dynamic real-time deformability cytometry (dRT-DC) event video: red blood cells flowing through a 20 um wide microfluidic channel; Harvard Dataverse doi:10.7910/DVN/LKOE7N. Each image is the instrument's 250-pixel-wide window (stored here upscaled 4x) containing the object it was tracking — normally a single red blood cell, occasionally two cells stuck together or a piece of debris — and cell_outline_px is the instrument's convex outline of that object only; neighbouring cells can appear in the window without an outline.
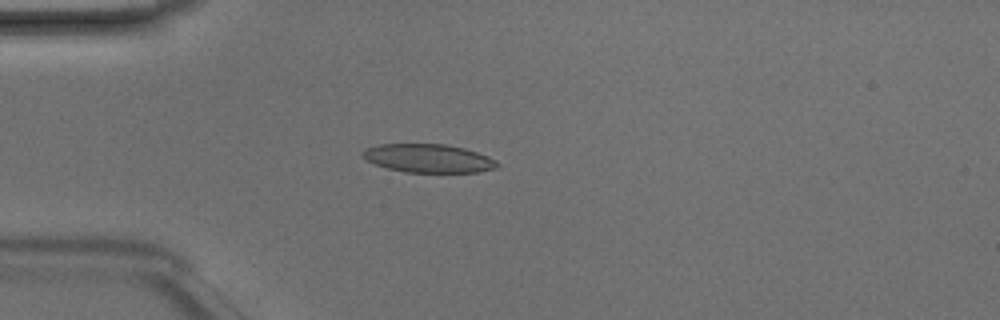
{"species": "Egyptian fruit bat (a non-hibernating species)", "species_latin": "Rousettus aegyptiacus", "temperature_condition": "room temperature", "stored_images_in_passage": 46, "camera_frame_rate_fps": 3000, "um_per_image_px": 0.085, "animal": {"sex": "male"}, "frame": {"image": 1, "passage_image": 11, "time_ms": 3.333, "image_size_px": [1000, 320], "cell_outline_px": [[500, 164], [496, 168], [476, 172], [404, 172], [388, 168], [376, 164], [368, 160], [360, 152], [368, 148], [380, 144], [444, 144], [464, 148], [488, 156], [496, 160]], "centroid_in_image_um": [36.44, 13.46], "position_along_channel_um": 48.6, "area_um2": 22.08}}
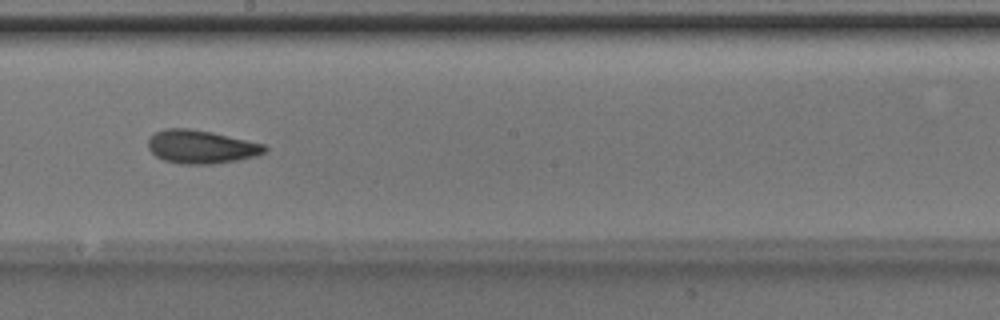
{"frame": {"image": 2, "passage_image": 25, "time_ms": 8.0, "image_size_px": [1000, 320], "cell_outline_px": [[268, 148], [264, 152], [256, 156], [236, 160], [212, 164], [180, 164], [164, 160], [156, 156], [148, 148], [148, 140], [156, 132], [164, 128], [188, 128], [212, 132], [264, 144]], "centroid_in_image_um": [17.08, 12.48], "position_along_channel_um": 231.1, "area_um2": 22.54}}
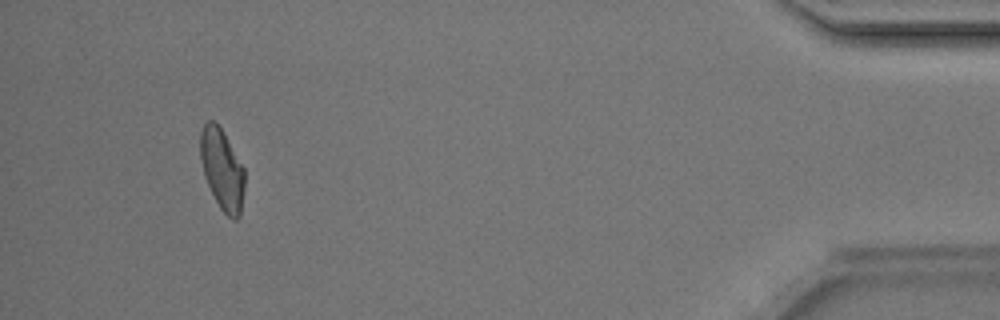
{"frame": {"image": 3, "passage_image": 43, "time_ms": 14.0, "image_size_px": [1000, 320], "cell_outline_px": [[244, 188], [240, 216], [236, 220], [232, 220], [220, 208], [204, 176], [200, 160], [200, 132], [204, 124], [208, 120], [212, 120], [220, 128], [244, 168]], "centroid_in_image_um": [18.87, 14.42], "position_along_channel_um": 416.3, "area_um2": 20.58}, "authors_computed_cell_mechanics": {"area_um2": 22.0796, "velocity_mm_per_s": 4.2157, "shape_relaxation_time_tau1_ms": 3.2833, "shape_relaxation_time_tau2_ms": 2.1989, "deformation_change_tau1": 0.1273, "deformation_change_tau2": 0.0963}}